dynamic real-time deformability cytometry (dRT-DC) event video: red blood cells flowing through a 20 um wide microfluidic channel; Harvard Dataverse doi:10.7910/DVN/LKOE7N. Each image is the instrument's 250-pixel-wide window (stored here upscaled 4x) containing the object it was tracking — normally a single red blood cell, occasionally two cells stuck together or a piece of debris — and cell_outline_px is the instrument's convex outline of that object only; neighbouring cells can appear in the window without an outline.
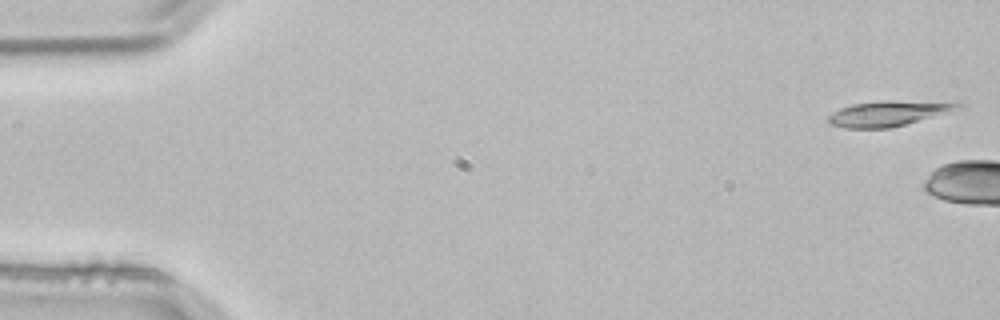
{"species": "common noctule bat (a hibernating species)", "species_latin": "Nyctalus noctula", "temperature_condition": "room temperature", "stored_images_in_passage": 6, "camera_frame_rate_fps": 3000, "um_per_image_px": 0.085, "animal": {"sex": "male", "body_mass_g": 21.5, "forearm_length_mm": 52.0}, "frame": {"image": 1, "passage_image": 1, "time_ms": 0.0, "image_size_px": [1000, 320], "cell_outline_px": [[964, 108], [892, 128], [844, 128], [832, 124], [828, 120], [828, 116], [832, 112], [840, 108], [852, 104], [884, 100], [956, 100], [964, 104]], "centroid_in_image_um": [75.68, 9.6], "position_along_channel_um": 9.3, "area_um2": 19.88}}